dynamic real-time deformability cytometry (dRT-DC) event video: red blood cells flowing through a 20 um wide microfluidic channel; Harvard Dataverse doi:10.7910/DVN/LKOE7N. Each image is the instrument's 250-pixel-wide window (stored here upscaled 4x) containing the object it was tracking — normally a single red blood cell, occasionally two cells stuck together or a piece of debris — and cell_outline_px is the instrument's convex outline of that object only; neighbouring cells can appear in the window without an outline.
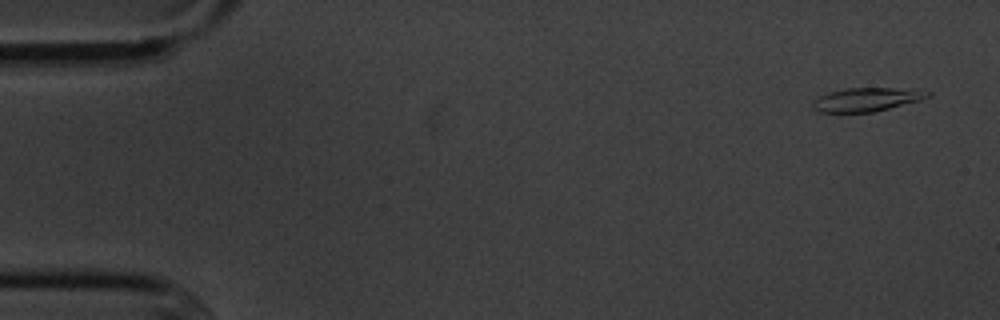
{"species": "common noctule bat (a hibernating species)", "species_latin": "Nyctalus noctula", "temperature_condition": "cold", "stored_images_in_passage": 5, "camera_frame_rate_fps": 3000, "um_per_image_px": 0.085, "animal": {"sex": "male", "body_mass_g": 20.1, "forearm_length_mm": 53.5}, "frame": {"image": 1, "passage_image": 5, "time_ms": 5.667, "image_size_px": [1000, 320], "cell_outline_px": [[932, 96], [920, 100], [872, 112], [816, 112], [812, 108], [812, 104], [820, 96], [828, 92], [848, 88], [920, 88], [932, 92]], "centroid_in_image_um": [73.74, 8.44], "position_along_channel_um": 11.3, "area_um2": 15.95}}